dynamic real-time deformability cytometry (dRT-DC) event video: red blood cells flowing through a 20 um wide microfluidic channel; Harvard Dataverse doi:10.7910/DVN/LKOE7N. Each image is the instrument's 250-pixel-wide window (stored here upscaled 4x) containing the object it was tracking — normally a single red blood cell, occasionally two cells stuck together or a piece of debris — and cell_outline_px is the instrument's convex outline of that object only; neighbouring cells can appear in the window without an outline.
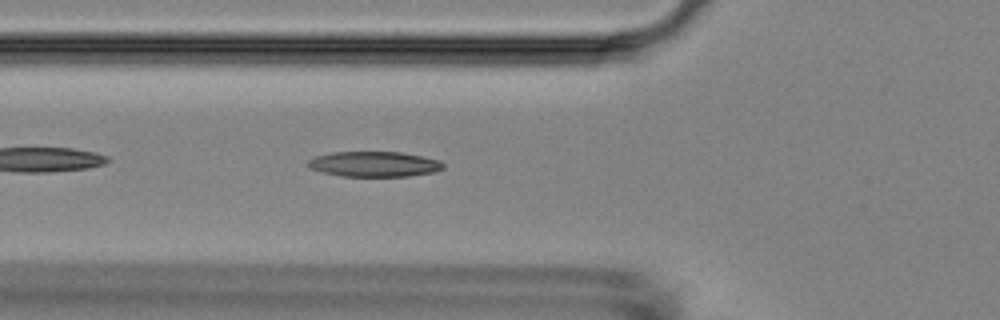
{"species": "Egyptian fruit bat (a non-hibernating species)", "species_latin": "Rousettus aegyptiacus", "temperature_condition": "room temperature", "stored_images_in_passage": 28, "camera_frame_rate_fps": 3000, "um_per_image_px": 0.085, "animal": {"sex": "female"}, "frame": {"image": 1, "passage_image": 5, "time_ms": 1.333, "image_size_px": [1000, 320], "cell_outline_px": [[444, 168], [432, 172], [408, 176], [344, 176], [324, 172], [312, 168], [304, 164], [308, 160], [316, 156], [332, 152], [400, 152], [440, 160], [444, 164]], "centroid_in_image_um": [31.8, 13.94], "position_along_channel_um": 94.0, "area_um2": 19.71}}
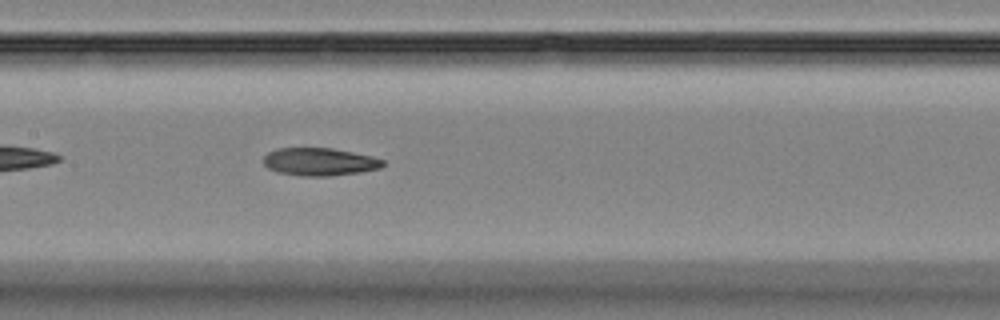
{"frame": {"image": 2, "passage_image": 12, "time_ms": 3.667, "image_size_px": [1000, 320], "cell_outline_px": [[384, 164], [380, 168], [360, 172], [328, 176], [304, 176], [276, 172], [268, 168], [264, 164], [264, 156], [268, 152], [276, 148], [332, 148], [372, 156], [384, 160]], "centroid_in_image_um": [27.15, 13.75], "position_along_channel_um": 180.3, "area_um2": 19.31}}
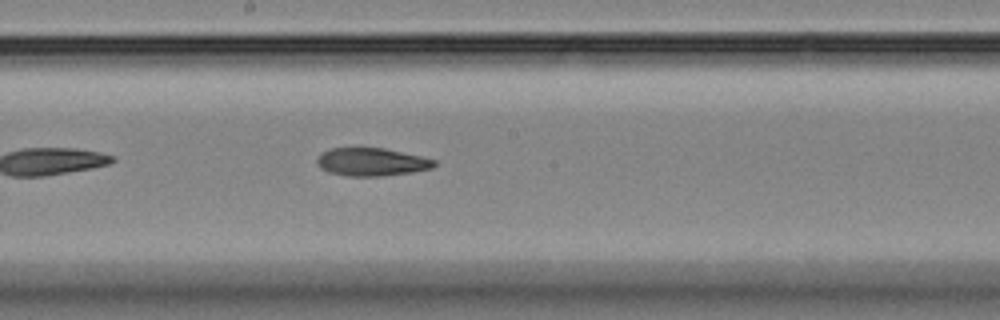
{"frame": {"image": 3, "passage_image": 15, "time_ms": 4.667, "image_size_px": [1000, 320], "cell_outline_px": [[436, 164], [432, 168], [412, 172], [380, 176], [348, 176], [328, 172], [320, 168], [316, 164], [316, 160], [328, 148], [384, 148], [420, 156], [436, 160]], "centroid_in_image_um": [31.57, 13.77], "position_along_channel_um": 216.6, "area_um2": 19.02}, "authors_computed_cell_mechanics": {"area_um2": 19.3052, "velocity_mm_per_s": 3.6762, "shape_relaxation_time_tau1_ms": 1.7609, "shape_relaxation_time_tau2_ms": null, "deformation_change_tau1": 0.0821, "deformation_change_tau2": null}}